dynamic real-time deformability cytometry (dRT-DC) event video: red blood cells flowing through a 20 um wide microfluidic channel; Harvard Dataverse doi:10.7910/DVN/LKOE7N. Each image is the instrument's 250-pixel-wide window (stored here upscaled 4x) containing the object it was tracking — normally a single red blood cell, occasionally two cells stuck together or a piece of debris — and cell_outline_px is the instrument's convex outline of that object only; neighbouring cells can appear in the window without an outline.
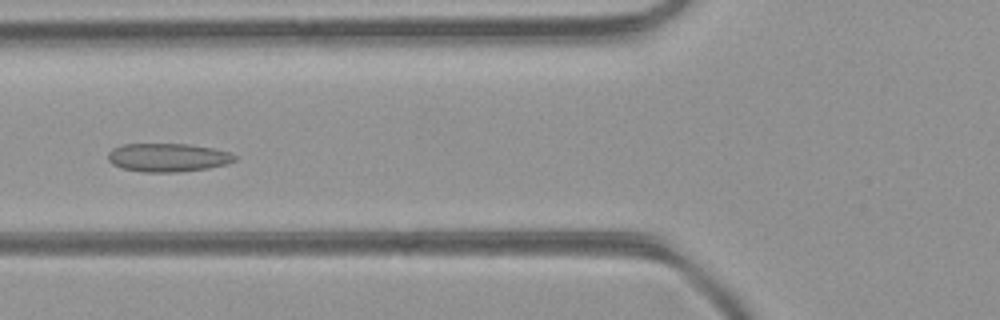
{"species": "common noctule bat (a hibernating species)", "species_latin": "Nyctalus noctula", "temperature_condition": "room temperature", "stored_images_in_passage": 43, "camera_frame_rate_fps": 3000, "um_per_image_px": 0.085, "animal": {"sex": "female", "body_mass_g": 21.9}, "frame": {"image": 1, "passage_image": 14, "time_ms": 4.333, "image_size_px": [1000, 320], "cell_outline_px": [[236, 160], [228, 164], [208, 168], [180, 172], [144, 172], [124, 168], [112, 164], [108, 160], [108, 152], [112, 148], [120, 144], [188, 144], [212, 148], [228, 152], [236, 156]], "centroid_in_image_um": [14.25, 13.38], "position_along_channel_um": 111.5, "area_um2": 21.04}}
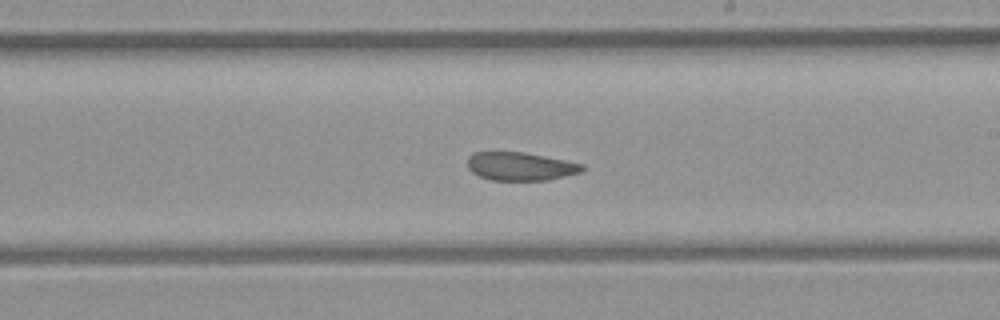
{"frame": {"image": 2, "passage_image": 23, "time_ms": 7.333, "image_size_px": [1000, 320], "cell_outline_px": [[584, 172], [548, 180], [492, 180], [480, 176], [472, 172], [468, 168], [468, 156], [472, 152], [524, 152], [584, 164]], "centroid_in_image_um": [44.25, 14.14], "position_along_channel_um": 244.7, "area_um2": 18.96}}
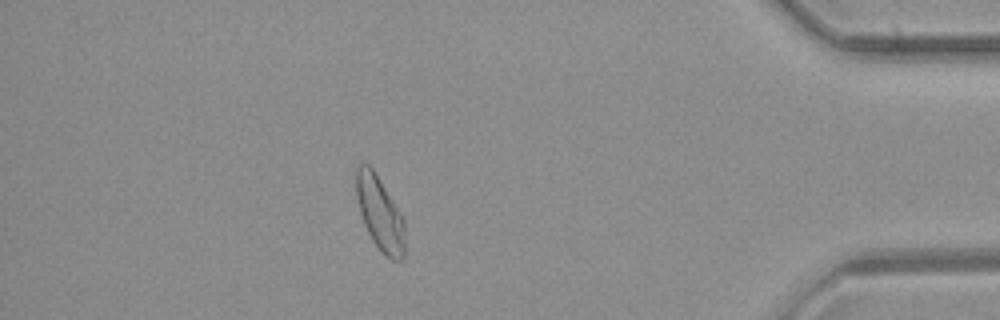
{"frame": {"image": 3, "passage_image": 37, "time_ms": 12.0, "image_size_px": [1000, 320], "cell_outline_px": [[404, 260], [392, 260], [384, 256], [372, 240], [364, 224], [360, 212], [356, 196], [356, 168], [360, 164], [368, 164], [372, 168], [404, 220]], "centroid_in_image_um": [32.28, 18.19], "position_along_channel_um": 402.9, "area_um2": 20.63}, "authors_computed_cell_mechanics": {"area_um2": 21.0392, "velocity_mm_per_s": 4.4312, "shape_relaxation_time_tau1_ms": null, "shape_relaxation_time_tau2_ms": 1.5131, "deformation_change_tau1": null, "deformation_change_tau2": 0.0697}}